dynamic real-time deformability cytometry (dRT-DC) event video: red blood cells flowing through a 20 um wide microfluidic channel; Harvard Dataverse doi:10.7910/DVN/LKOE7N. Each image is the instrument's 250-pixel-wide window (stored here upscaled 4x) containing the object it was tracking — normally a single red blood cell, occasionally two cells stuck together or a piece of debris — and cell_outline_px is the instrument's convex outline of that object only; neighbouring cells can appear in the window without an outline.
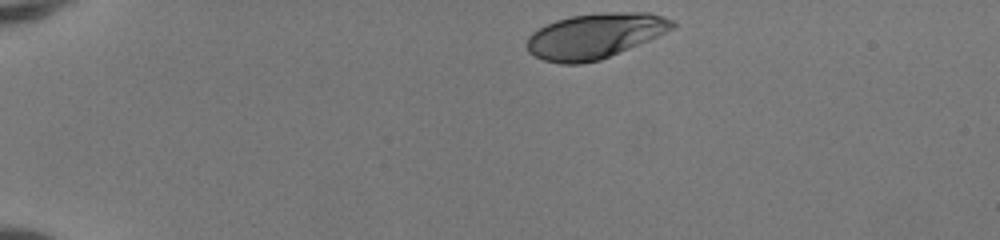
{"species": "human", "species_latin": "Homo sapiens", "temperature_condition": "room temperature", "stored_images_in_passage": 38, "camera_frame_rate_fps": 3000, "um_per_image_px": 0.085, "donor": {"sex": "female"}, "frame": {"image": 1, "passage_image": 1, "time_ms": 0.0, "image_size_px": [1000, 240], "cell_outline_px": [[676, 24], [672, 28], [648, 40], [600, 60], [580, 64], [560, 64], [544, 60], [528, 52], [524, 44], [528, 36], [532, 32], [556, 20], [572, 16], [604, 12], [648, 12], [664, 16], [672, 20]], "centroid_in_image_um": [50.52, 3.05], "position_along_channel_um": 34.5, "area_um2": 38.15}}
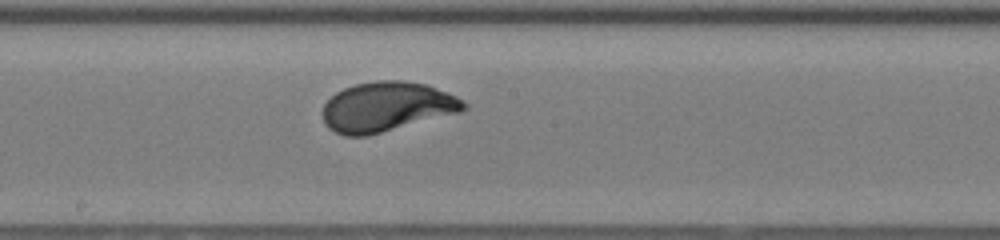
{"frame": {"image": 2, "passage_image": 20, "time_ms": 6.333, "image_size_px": [1000, 240], "cell_outline_px": [[468, 108], [460, 112], [368, 136], [344, 136], [328, 128], [324, 124], [320, 112], [324, 104], [336, 92], [344, 88], [356, 84], [376, 80], [404, 80], [428, 84], [456, 96], [464, 100], [468, 104]], "centroid_in_image_um": [32.86, 9.08], "position_along_channel_um": 215.3, "area_um2": 41.33}}
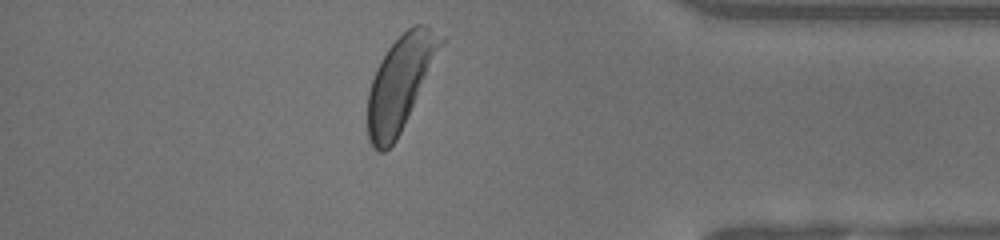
{"frame": {"image": 3, "passage_image": 35, "time_ms": 11.333, "image_size_px": [1000, 240], "cell_outline_px": [[448, 40], [396, 140], [384, 152], [380, 152], [372, 148], [368, 140], [368, 92], [376, 68], [380, 60], [388, 48], [408, 28], [416, 24], [424, 24], [448, 36]], "centroid_in_image_um": [34.09, 6.99], "position_along_channel_um": 401.1, "area_um2": 40.52}, "authors_computed_cell_mechanics": {"area_um2": 39.9109, "velocity_mm_per_s": 4.1279, "shape_relaxation_time_tau1_ms": 2.5596, "shape_relaxation_time_tau2_ms": null, "deformation_change_tau1": 0.1738, "deformation_change_tau2": null}}